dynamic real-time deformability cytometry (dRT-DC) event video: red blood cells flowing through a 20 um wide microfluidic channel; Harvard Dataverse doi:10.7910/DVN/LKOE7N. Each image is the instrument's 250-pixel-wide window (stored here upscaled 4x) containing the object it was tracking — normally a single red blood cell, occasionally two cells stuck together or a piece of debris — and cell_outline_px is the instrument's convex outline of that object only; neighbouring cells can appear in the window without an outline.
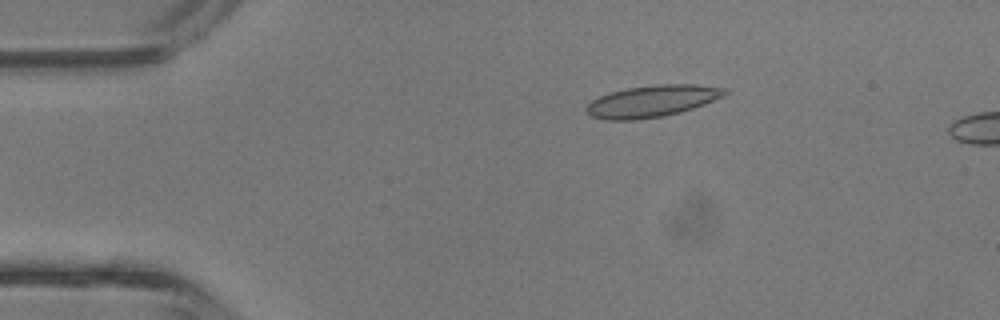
{"species": "common noctule bat (a hibernating species)", "species_latin": "Nyctalus noctula", "temperature_condition": "room temperature", "stored_images_in_passage": 43, "camera_frame_rate_fps": 3000, "um_per_image_px": 0.085, "animal": {"sex": "male", "body_mass_g": 13.3}, "frame": {"image": 1, "passage_image": 8, "time_ms": 2.333, "image_size_px": [1000, 320], "cell_outline_px": [[728, 92], [724, 96], [704, 104], [680, 112], [664, 116], [636, 120], [604, 120], [592, 116], [584, 108], [592, 100], [608, 92], [624, 88], [656, 84], [696, 84], [728, 88]], "centroid_in_image_um": [55.43, 8.58], "position_along_channel_um": 29.6, "area_um2": 25.84}}
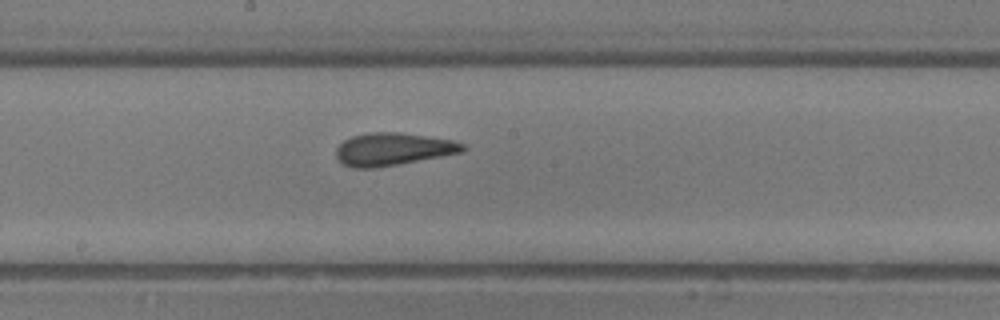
{"frame": {"image": 2, "passage_image": 23, "time_ms": 7.333, "image_size_px": [1000, 320], "cell_outline_px": [[468, 148], [464, 152], [376, 168], [352, 168], [340, 164], [336, 156], [336, 148], [344, 140], [352, 136], [368, 132], [400, 132], [452, 140], [464, 144]], "centroid_in_image_um": [33.38, 12.68], "position_along_channel_um": 214.8, "area_um2": 24.28}}
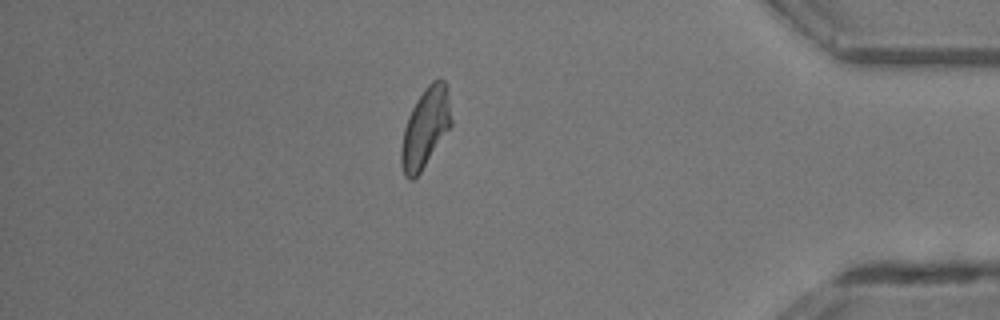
{"frame": {"image": 3, "passage_image": 37, "time_ms": 12.0, "image_size_px": [1000, 320], "cell_outline_px": [[452, 124], [420, 172], [412, 180], [408, 180], [404, 176], [400, 160], [400, 148], [404, 128], [408, 116], [416, 100], [424, 88], [432, 80], [440, 76], [444, 80], [448, 96], [452, 120]], "centroid_in_image_um": [36.13, 10.85], "position_along_channel_um": 399.1, "area_um2": 23.12}, "authors_computed_cell_mechanics": {"area_um2": 23.8136, "velocity_mm_per_s": 4.7958, "shape_relaxation_time_tau1_ms": 5.2777, "shape_relaxation_time_tau2_ms": 1.3858, "deformation_change_tau1": 0.1622, "deformation_change_tau2": 0.0779}}